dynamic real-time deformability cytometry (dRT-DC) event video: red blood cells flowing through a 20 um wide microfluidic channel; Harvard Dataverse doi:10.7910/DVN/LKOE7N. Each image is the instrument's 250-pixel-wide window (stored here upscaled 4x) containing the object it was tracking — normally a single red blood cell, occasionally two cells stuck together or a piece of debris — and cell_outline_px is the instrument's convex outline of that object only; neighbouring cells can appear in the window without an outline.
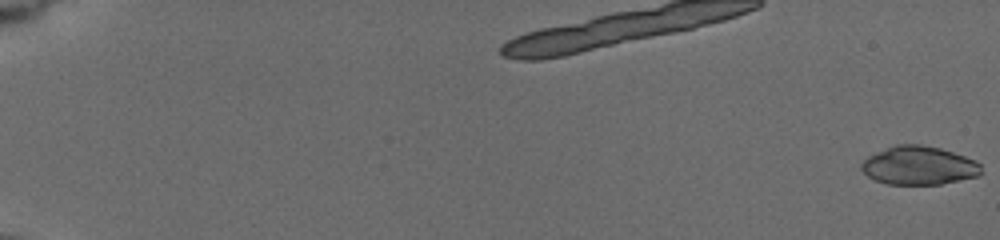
{"species": "common noctule bat (a hibernating species)", "species_latin": "Nyctalus noctula", "temperature_condition": "cold", "stored_images_in_passage": 15, "camera_frame_rate_fps": 3000, "um_per_image_px": 0.085, "animal": {"sex": "female", "body_mass_g": 19.5, "forearm_length_mm": 54.1}, "frame": {"image": 1, "passage_image": 1, "time_ms": 0.0, "image_size_px": [1000, 240], "cell_outline_px": [[980, 176], [940, 184], [888, 184], [876, 180], [868, 176], [860, 168], [860, 164], [868, 156], [896, 144], [920, 144], [940, 148], [976, 160], [980, 164]], "centroid_in_image_um": [78.11, 14.07], "position_along_channel_um": 6.9, "area_um2": 26.76}}
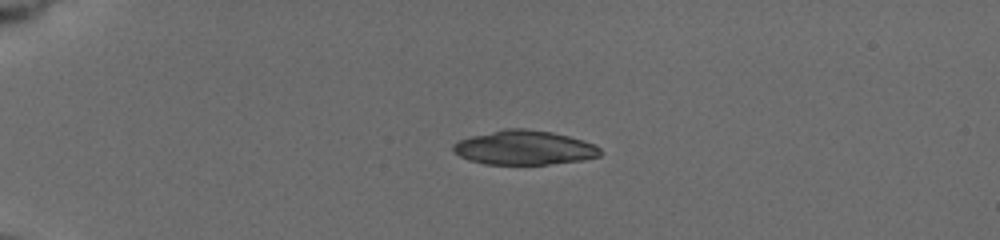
{"frame": {"image": 2, "passage_image": 10, "time_ms": 5.0, "image_size_px": [1000, 240], "cell_outline_px": [[604, 152], [600, 156], [584, 160], [548, 164], [484, 164], [468, 160], [460, 156], [452, 148], [452, 144], [460, 140], [472, 136], [504, 128], [524, 128], [552, 132], [584, 140], [596, 144]], "centroid_in_image_um": [44.61, 12.55], "position_along_channel_um": 40.4, "area_um2": 29.54}}